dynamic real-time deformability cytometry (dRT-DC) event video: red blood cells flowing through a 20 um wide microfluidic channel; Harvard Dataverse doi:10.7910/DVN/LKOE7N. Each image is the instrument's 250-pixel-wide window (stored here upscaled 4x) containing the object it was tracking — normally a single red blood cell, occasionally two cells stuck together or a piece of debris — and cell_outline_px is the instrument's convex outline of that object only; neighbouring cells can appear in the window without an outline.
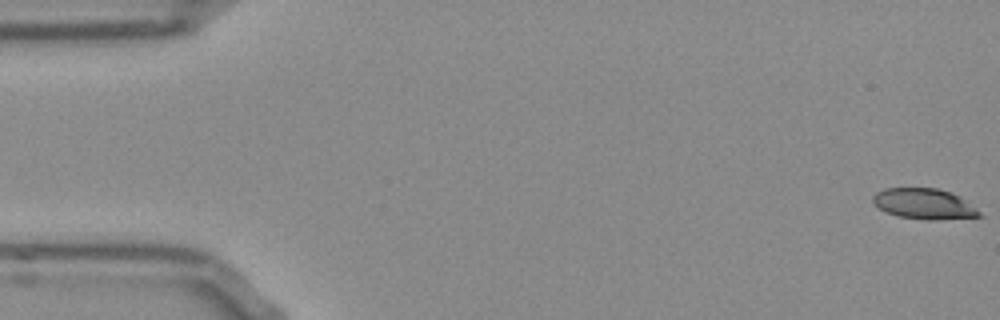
{"species": "Egyptian fruit bat (a non-hibernating species)", "species_latin": "Rousettus aegyptiacus", "temperature_condition": "room temperature", "stored_images_in_passage": 8, "camera_frame_rate_fps": 3000, "um_per_image_px": 0.085, "frame": {"image": 1, "passage_image": 1, "time_ms": 0.0, "image_size_px": [1000, 320], "cell_outline_px": [[984, 216], [940, 220], [924, 220], [900, 216], [888, 212], [880, 208], [872, 200], [872, 196], [876, 192], [884, 188], [936, 188], [952, 192], [960, 196], [976, 208]], "centroid_in_image_um": [78.59, 17.32], "position_along_channel_um": 6.4, "area_um2": 19.02}}